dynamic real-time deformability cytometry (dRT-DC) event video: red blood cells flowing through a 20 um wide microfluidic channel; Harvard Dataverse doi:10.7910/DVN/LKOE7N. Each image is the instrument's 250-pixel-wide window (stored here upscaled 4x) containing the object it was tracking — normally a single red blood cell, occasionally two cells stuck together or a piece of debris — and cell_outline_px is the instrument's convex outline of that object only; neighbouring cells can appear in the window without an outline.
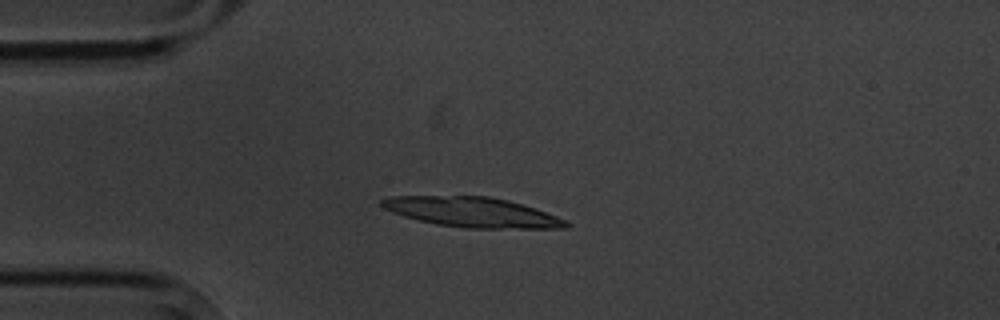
{"species": "common noctule bat (a hibernating species)", "species_latin": "Nyctalus noctula", "temperature_condition": "cold", "stored_images_in_passage": 4, "camera_frame_rate_fps": 3000, "um_per_image_px": 0.085, "animal": {"sex": "male", "body_mass_g": 20.1, "forearm_length_mm": 53.5}, "frame": {"image": 1, "passage_image": 4, "time_ms": 3.667, "image_size_px": [1000, 320], "cell_outline_px": [[572, 224], [568, 228], [468, 228], [436, 224], [404, 216], [392, 212], [384, 208], [380, 204], [380, 200], [388, 196], [488, 196], [508, 200], [536, 208], [556, 216]], "centroid_in_image_um": [40.14, 18.03], "position_along_channel_um": 44.9, "area_um2": 32.02}}